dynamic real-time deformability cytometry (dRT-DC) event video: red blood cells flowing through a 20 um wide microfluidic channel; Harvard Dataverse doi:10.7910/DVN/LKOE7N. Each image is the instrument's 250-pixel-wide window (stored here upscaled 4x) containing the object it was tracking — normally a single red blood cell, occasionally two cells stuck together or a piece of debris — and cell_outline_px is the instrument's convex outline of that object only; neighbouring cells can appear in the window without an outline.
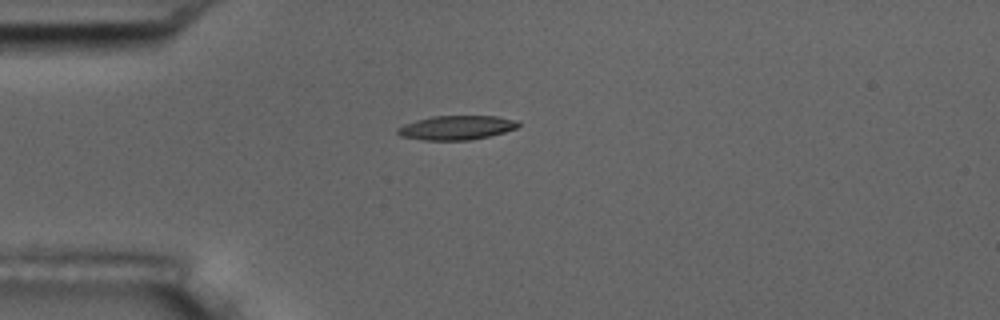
{"species": "common noctule bat (a hibernating species)", "species_latin": "Nyctalus noctula", "temperature_condition": "room temperature", "stored_images_in_passage": 6, "camera_frame_rate_fps": 3000, "um_per_image_px": 0.085, "animal": {"sex": "male", "body_mass_g": 17.5, "forearm_length_mm": 52.3}, "frame": {"image": 1, "passage_image": 4, "time_ms": 4.333, "image_size_px": [1000, 320], "cell_outline_px": [[520, 124], [516, 128], [504, 132], [488, 136], [468, 140], [424, 140], [400, 136], [396, 132], [396, 128], [404, 124], [416, 120], [432, 116], [496, 116], [520, 120]], "centroid_in_image_um": [38.8, 10.84], "position_along_channel_um": 46.2, "area_um2": 17.05}}
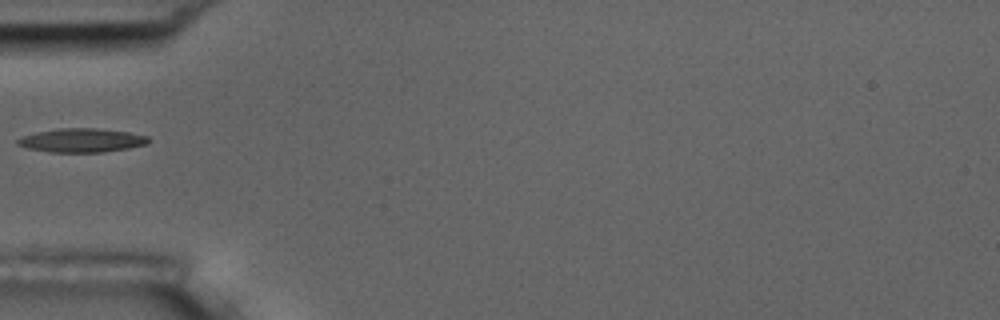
{"frame": {"image": 2, "passage_image": 5, "time_ms": 5.667, "image_size_px": [1000, 320], "cell_outline_px": [[148, 140], [144, 144], [128, 148], [100, 152], [52, 152], [28, 148], [16, 144], [16, 140], [20, 136], [36, 132], [56, 128], [96, 128], [128, 132], [148, 136]], "centroid_in_image_um": [6.87, 11.91], "position_along_channel_um": 78.1, "area_um2": 18.03}}